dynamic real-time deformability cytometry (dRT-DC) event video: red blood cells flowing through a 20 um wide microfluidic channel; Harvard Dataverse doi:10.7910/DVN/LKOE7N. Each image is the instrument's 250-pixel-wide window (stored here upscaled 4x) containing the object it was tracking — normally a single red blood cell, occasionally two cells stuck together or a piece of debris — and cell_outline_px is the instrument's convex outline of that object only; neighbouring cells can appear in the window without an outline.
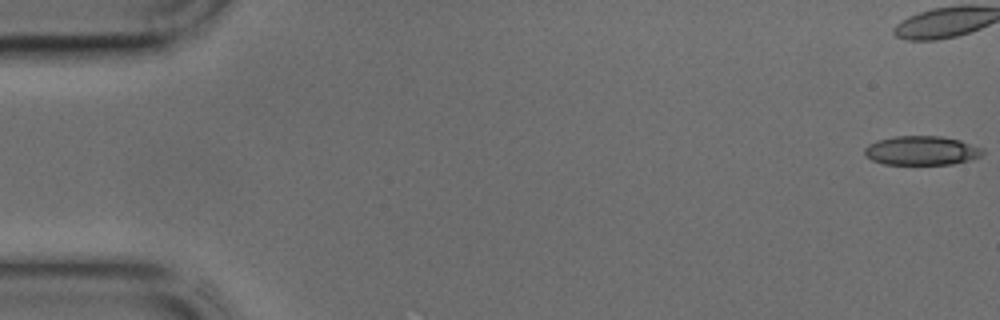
{"species": "common noctule bat (a hibernating species)", "species_latin": "Nyctalus noctula", "temperature_condition": "cold", "stored_images_in_passage": 35, "camera_frame_rate_fps": 3000, "um_per_image_px": 0.085, "animal": {"sex": "male", "body_mass_g": 17.9, "forearm_length_mm": 54.2}, "frame": {"image": 1, "passage_image": 1, "time_ms": 0.0, "image_size_px": [1000, 320], "cell_outline_px": [[984, 152], [980, 156], [972, 160], [952, 164], [884, 164], [872, 160], [864, 152], [864, 148], [868, 144], [876, 140], [896, 136], [940, 136], [960, 140], [980, 148]], "centroid_in_image_um": [78.32, 12.8], "position_along_channel_um": 6.7, "area_um2": 19.94}}